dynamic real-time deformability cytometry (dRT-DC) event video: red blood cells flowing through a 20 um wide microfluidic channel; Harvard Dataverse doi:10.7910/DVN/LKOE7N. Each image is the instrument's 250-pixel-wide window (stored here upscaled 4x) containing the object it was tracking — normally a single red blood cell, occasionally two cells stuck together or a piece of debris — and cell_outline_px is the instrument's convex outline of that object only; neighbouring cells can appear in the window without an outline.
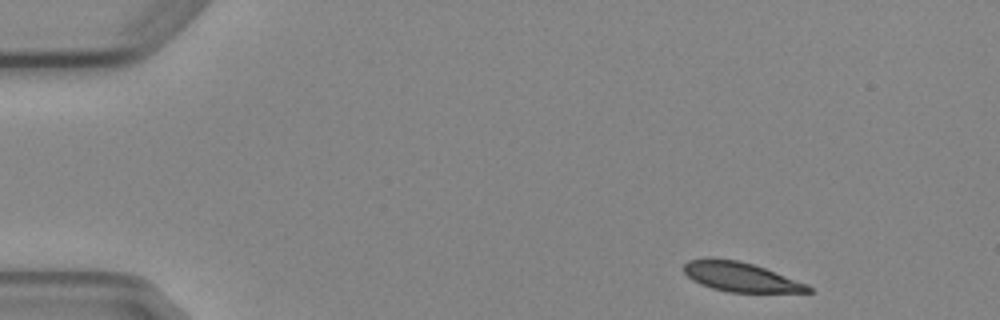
{"species": "Egyptian fruit bat (a non-hibernating species)", "species_latin": "Rousettus aegyptiacus", "temperature_condition": "cold", "stored_images_in_passage": 7, "camera_frame_rate_fps": 3000, "um_per_image_px": 0.085, "animal": {"sex": "female"}, "frame": {"image": 1, "passage_image": 1, "time_ms": 0.0, "image_size_px": [1000, 320], "cell_outline_px": [[812, 292], [728, 292], [712, 288], [700, 284], [692, 280], [684, 272], [684, 264], [688, 260], [712, 256], [736, 260], [752, 264], [764, 268], [808, 284], [812, 288]], "centroid_in_image_um": [62.9, 23.52], "position_along_channel_um": 22.1, "area_um2": 21.39}}
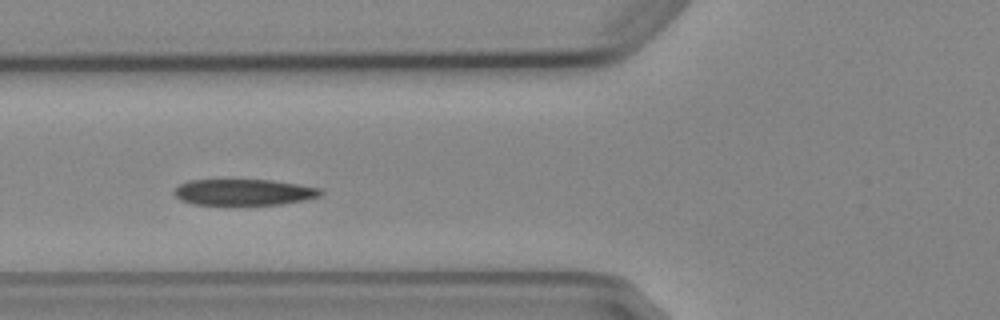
{"frame": {"image": 2, "passage_image": 5, "time_ms": 4.667, "image_size_px": [1000, 320], "cell_outline_px": [[324, 192], [320, 196], [304, 200], [280, 204], [192, 204], [180, 200], [172, 192], [180, 184], [188, 180], [272, 180], [320, 188]], "centroid_in_image_um": [20.71, 16.33], "position_along_channel_um": 105.1, "area_um2": 22.14}}
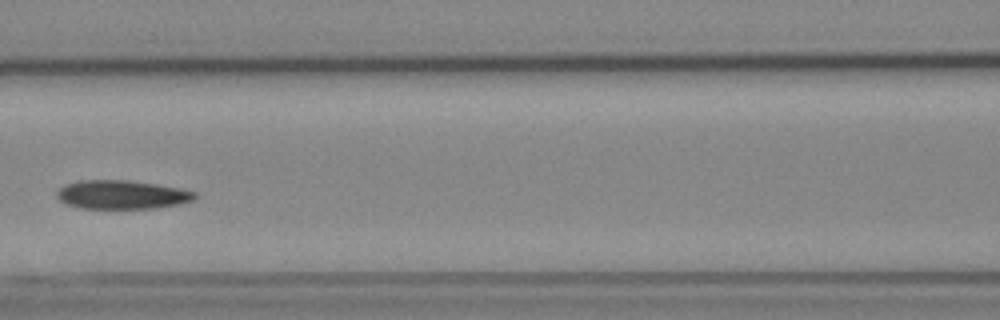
{"frame": {"image": 3, "passage_image": 6, "time_ms": 6.0, "image_size_px": [1000, 320], "cell_outline_px": [[200, 196], [192, 200], [180, 204], [156, 208], [80, 208], [64, 204], [56, 196], [56, 192], [64, 184], [80, 180], [128, 180], [156, 184], [180, 188], [196, 192]], "centroid_in_image_um": [10.36, 16.54], "position_along_channel_um": 156.2, "area_um2": 23.29}}